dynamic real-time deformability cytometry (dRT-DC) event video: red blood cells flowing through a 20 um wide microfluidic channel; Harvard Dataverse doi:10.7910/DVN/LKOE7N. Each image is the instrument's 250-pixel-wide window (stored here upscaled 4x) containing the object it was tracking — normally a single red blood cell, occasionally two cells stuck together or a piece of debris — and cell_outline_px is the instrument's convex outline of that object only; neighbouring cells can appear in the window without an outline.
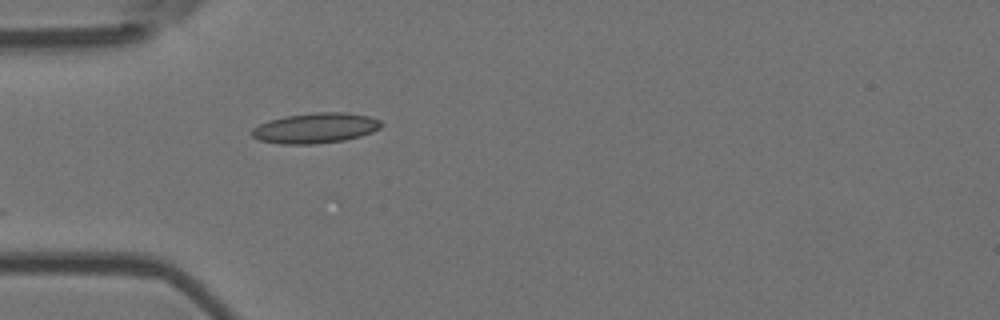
{"species": "Egyptian fruit bat (a non-hibernating species)", "species_latin": "Rousettus aegyptiacus", "temperature_condition": "room temperature", "stored_images_in_passage": 5, "camera_frame_rate_fps": 3000, "um_per_image_px": 0.085, "animal": {"sex": "female"}, "frame": {"image": 1, "passage_image": 5, "time_ms": 1.333, "image_size_px": [1000, 320], "cell_outline_px": [[384, 124], [380, 128], [372, 132], [360, 136], [344, 140], [316, 144], [280, 144], [260, 140], [252, 136], [252, 128], [268, 120], [288, 116], [316, 112], [344, 112], [368, 116], [380, 120]], "centroid_in_image_um": [26.83, 10.89], "position_along_channel_um": 58.2, "area_um2": 22.77}}